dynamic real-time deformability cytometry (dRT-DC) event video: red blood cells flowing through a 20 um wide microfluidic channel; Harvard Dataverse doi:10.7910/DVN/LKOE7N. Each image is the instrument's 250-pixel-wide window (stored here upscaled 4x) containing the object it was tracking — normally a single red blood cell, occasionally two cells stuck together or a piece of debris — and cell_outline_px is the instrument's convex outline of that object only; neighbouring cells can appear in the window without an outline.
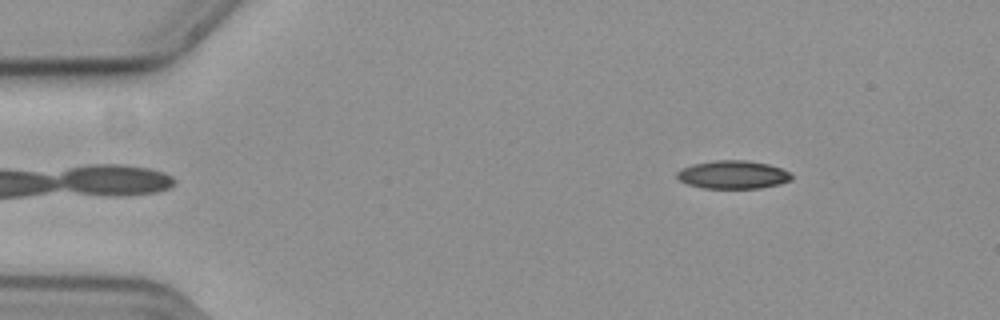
{"species": "common noctule bat (a hibernating species)", "species_latin": "Nyctalus noctula", "temperature_condition": "cold", "stored_images_in_passage": 54, "camera_frame_rate_fps": 3000, "um_per_image_px": 0.085, "animal": {"sex": "female", "body_mass_g": 19.3, "forearm_length_mm": 54.1}, "frame": {"image": 1, "passage_image": 5, "time_ms": 1.333, "image_size_px": [1000, 320], "cell_outline_px": [[792, 180], [760, 188], [704, 188], [688, 184], [680, 180], [676, 176], [676, 172], [692, 164], [716, 160], [748, 160], [768, 164], [780, 168], [788, 172], [792, 176]], "centroid_in_image_um": [62.29, 14.84], "position_along_channel_um": 22.7, "area_um2": 18.61}}
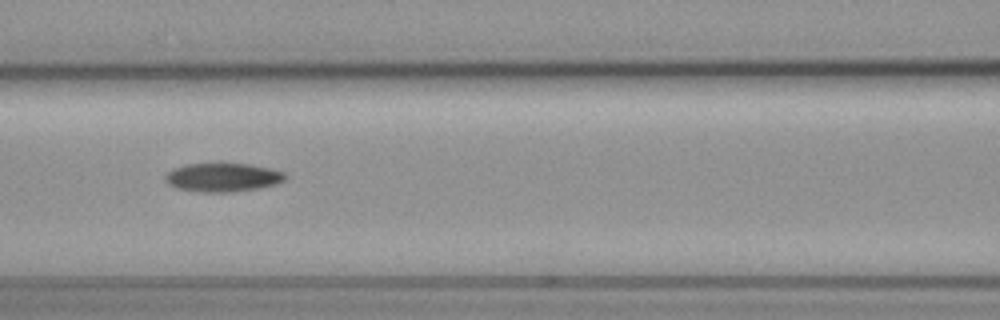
{"frame": {"image": 2, "passage_image": 22, "time_ms": 7.0, "image_size_px": [1000, 320], "cell_outline_px": [[284, 180], [276, 184], [256, 188], [228, 192], [200, 192], [176, 188], [168, 184], [164, 180], [164, 176], [168, 172], [184, 164], [220, 160], [248, 164], [268, 168], [284, 172]], "centroid_in_image_um": [18.86, 15.02], "position_along_channel_um": 147.7, "area_um2": 20.63}}
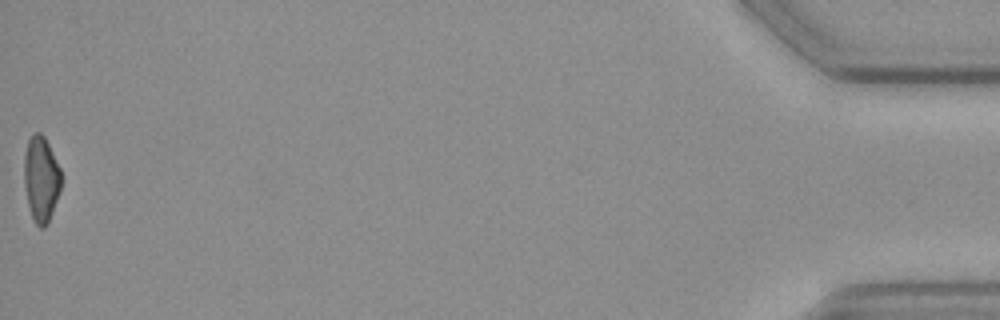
{"frame": {"image": 3, "passage_image": 54, "time_ms": 17.667, "image_size_px": [1000, 320], "cell_outline_px": [[60, 188], [48, 224], [44, 228], [40, 228], [36, 224], [32, 216], [28, 204], [24, 184], [24, 156], [28, 140], [32, 132], [40, 132], [44, 136], [60, 168]], "centroid_in_image_um": [3.47, 15.2], "position_along_channel_um": 431.7, "area_um2": 18.26}, "authors_computed_cell_mechanics": {"area_um2": 19.3341, "velocity_mm_per_s": 3.6614, "shape_relaxation_time_tau1_ms": 8.0081, "shape_relaxation_time_tau2_ms": null, "deformation_change_tau1": 0.1585, "deformation_change_tau2": null}}